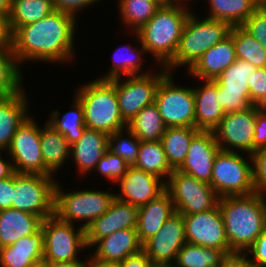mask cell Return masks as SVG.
Instances as JSON below:
<instances>
[{"label":"cell","instance_id":"obj_4","mask_svg":"<svg viewBox=\"0 0 266 267\" xmlns=\"http://www.w3.org/2000/svg\"><path fill=\"white\" fill-rule=\"evenodd\" d=\"M77 90L75 96L82 104L86 128L108 135L127 128L119 111L115 79L91 80Z\"/></svg>","mask_w":266,"mask_h":267},{"label":"cell","instance_id":"obj_12","mask_svg":"<svg viewBox=\"0 0 266 267\" xmlns=\"http://www.w3.org/2000/svg\"><path fill=\"white\" fill-rule=\"evenodd\" d=\"M40 138L41 127L29 116L18 127L7 149L15 172L53 175L44 165Z\"/></svg>","mask_w":266,"mask_h":267},{"label":"cell","instance_id":"obj_9","mask_svg":"<svg viewBox=\"0 0 266 267\" xmlns=\"http://www.w3.org/2000/svg\"><path fill=\"white\" fill-rule=\"evenodd\" d=\"M164 182L165 191L169 194L176 212L199 213L212 210L219 204L220 196L213 187L193 176L174 170Z\"/></svg>","mask_w":266,"mask_h":267},{"label":"cell","instance_id":"obj_15","mask_svg":"<svg viewBox=\"0 0 266 267\" xmlns=\"http://www.w3.org/2000/svg\"><path fill=\"white\" fill-rule=\"evenodd\" d=\"M256 70L249 62L237 59L213 80L218 85L220 106L225 114L252 106L248 81Z\"/></svg>","mask_w":266,"mask_h":267},{"label":"cell","instance_id":"obj_52","mask_svg":"<svg viewBox=\"0 0 266 267\" xmlns=\"http://www.w3.org/2000/svg\"><path fill=\"white\" fill-rule=\"evenodd\" d=\"M11 48V33L6 16L0 14V50Z\"/></svg>","mask_w":266,"mask_h":267},{"label":"cell","instance_id":"obj_13","mask_svg":"<svg viewBox=\"0 0 266 267\" xmlns=\"http://www.w3.org/2000/svg\"><path fill=\"white\" fill-rule=\"evenodd\" d=\"M155 74L128 76L115 79V90L118 98L119 111L126 123L138 114L145 106L154 103L157 87L161 79L169 72L165 67ZM121 80V81H120ZM122 82V83H121Z\"/></svg>","mask_w":266,"mask_h":267},{"label":"cell","instance_id":"obj_7","mask_svg":"<svg viewBox=\"0 0 266 267\" xmlns=\"http://www.w3.org/2000/svg\"><path fill=\"white\" fill-rule=\"evenodd\" d=\"M58 181L55 185L54 215L60 220L84 223V229L95 219L103 215L115 198V194L99 190H81L64 193Z\"/></svg>","mask_w":266,"mask_h":267},{"label":"cell","instance_id":"obj_57","mask_svg":"<svg viewBox=\"0 0 266 267\" xmlns=\"http://www.w3.org/2000/svg\"><path fill=\"white\" fill-rule=\"evenodd\" d=\"M31 267H52V263L42 259L40 261L35 262Z\"/></svg>","mask_w":266,"mask_h":267},{"label":"cell","instance_id":"obj_30","mask_svg":"<svg viewBox=\"0 0 266 267\" xmlns=\"http://www.w3.org/2000/svg\"><path fill=\"white\" fill-rule=\"evenodd\" d=\"M41 153L44 165L52 172H56L70 156L71 145L66 138L56 131L46 121L41 129Z\"/></svg>","mask_w":266,"mask_h":267},{"label":"cell","instance_id":"obj_32","mask_svg":"<svg viewBox=\"0 0 266 267\" xmlns=\"http://www.w3.org/2000/svg\"><path fill=\"white\" fill-rule=\"evenodd\" d=\"M200 130L194 127H168L161 142L168 163L173 170H178L185 161L192 138Z\"/></svg>","mask_w":266,"mask_h":267},{"label":"cell","instance_id":"obj_17","mask_svg":"<svg viewBox=\"0 0 266 267\" xmlns=\"http://www.w3.org/2000/svg\"><path fill=\"white\" fill-rule=\"evenodd\" d=\"M185 243V221L181 213L175 212L160 230L142 245V251L153 264L171 265Z\"/></svg>","mask_w":266,"mask_h":267},{"label":"cell","instance_id":"obj_22","mask_svg":"<svg viewBox=\"0 0 266 267\" xmlns=\"http://www.w3.org/2000/svg\"><path fill=\"white\" fill-rule=\"evenodd\" d=\"M203 86L193 88L195 99V128L213 131L224 117L220 106L218 85L213 80L202 81Z\"/></svg>","mask_w":266,"mask_h":267},{"label":"cell","instance_id":"obj_53","mask_svg":"<svg viewBox=\"0 0 266 267\" xmlns=\"http://www.w3.org/2000/svg\"><path fill=\"white\" fill-rule=\"evenodd\" d=\"M83 267H119V264L99 259L93 255L87 259V262L83 261Z\"/></svg>","mask_w":266,"mask_h":267},{"label":"cell","instance_id":"obj_11","mask_svg":"<svg viewBox=\"0 0 266 267\" xmlns=\"http://www.w3.org/2000/svg\"><path fill=\"white\" fill-rule=\"evenodd\" d=\"M40 229L44 241L43 259L50 263L79 260L78 250L87 248L85 229L82 226L76 229L73 223L62 221L56 215L44 219Z\"/></svg>","mask_w":266,"mask_h":267},{"label":"cell","instance_id":"obj_37","mask_svg":"<svg viewBox=\"0 0 266 267\" xmlns=\"http://www.w3.org/2000/svg\"><path fill=\"white\" fill-rule=\"evenodd\" d=\"M233 38L236 59L249 62L257 68L266 67V50L242 26H232L230 34Z\"/></svg>","mask_w":266,"mask_h":267},{"label":"cell","instance_id":"obj_19","mask_svg":"<svg viewBox=\"0 0 266 267\" xmlns=\"http://www.w3.org/2000/svg\"><path fill=\"white\" fill-rule=\"evenodd\" d=\"M219 150L213 131L200 130L192 138L185 161L178 171L210 184L214 158Z\"/></svg>","mask_w":266,"mask_h":267},{"label":"cell","instance_id":"obj_47","mask_svg":"<svg viewBox=\"0 0 266 267\" xmlns=\"http://www.w3.org/2000/svg\"><path fill=\"white\" fill-rule=\"evenodd\" d=\"M252 255L249 261L256 267H266V229L254 240L253 244L247 249Z\"/></svg>","mask_w":266,"mask_h":267},{"label":"cell","instance_id":"obj_21","mask_svg":"<svg viewBox=\"0 0 266 267\" xmlns=\"http://www.w3.org/2000/svg\"><path fill=\"white\" fill-rule=\"evenodd\" d=\"M236 60L233 38L229 35L210 47L187 71L198 80H214Z\"/></svg>","mask_w":266,"mask_h":267},{"label":"cell","instance_id":"obj_31","mask_svg":"<svg viewBox=\"0 0 266 267\" xmlns=\"http://www.w3.org/2000/svg\"><path fill=\"white\" fill-rule=\"evenodd\" d=\"M54 10L52 0H12L7 17L11 35L19 27L37 22Z\"/></svg>","mask_w":266,"mask_h":267},{"label":"cell","instance_id":"obj_45","mask_svg":"<svg viewBox=\"0 0 266 267\" xmlns=\"http://www.w3.org/2000/svg\"><path fill=\"white\" fill-rule=\"evenodd\" d=\"M253 184L255 191L266 194V148L256 150L252 155Z\"/></svg>","mask_w":266,"mask_h":267},{"label":"cell","instance_id":"obj_20","mask_svg":"<svg viewBox=\"0 0 266 267\" xmlns=\"http://www.w3.org/2000/svg\"><path fill=\"white\" fill-rule=\"evenodd\" d=\"M117 183H120L121 193L115 194V198L138 208L165 191V182L162 179L134 166H130Z\"/></svg>","mask_w":266,"mask_h":267},{"label":"cell","instance_id":"obj_27","mask_svg":"<svg viewBox=\"0 0 266 267\" xmlns=\"http://www.w3.org/2000/svg\"><path fill=\"white\" fill-rule=\"evenodd\" d=\"M44 241L40 229L34 235L19 238L12 245L0 248L1 267H31L43 259Z\"/></svg>","mask_w":266,"mask_h":267},{"label":"cell","instance_id":"obj_8","mask_svg":"<svg viewBox=\"0 0 266 267\" xmlns=\"http://www.w3.org/2000/svg\"><path fill=\"white\" fill-rule=\"evenodd\" d=\"M249 162L239 151L219 150L214 158L210 185L220 197L255 193L252 157Z\"/></svg>","mask_w":266,"mask_h":267},{"label":"cell","instance_id":"obj_34","mask_svg":"<svg viewBox=\"0 0 266 267\" xmlns=\"http://www.w3.org/2000/svg\"><path fill=\"white\" fill-rule=\"evenodd\" d=\"M133 166L162 180L174 171L168 163L161 140L140 141L138 157Z\"/></svg>","mask_w":266,"mask_h":267},{"label":"cell","instance_id":"obj_1","mask_svg":"<svg viewBox=\"0 0 266 267\" xmlns=\"http://www.w3.org/2000/svg\"><path fill=\"white\" fill-rule=\"evenodd\" d=\"M76 18L54 10L37 22L19 27L11 35L18 65L26 60L61 63L73 59Z\"/></svg>","mask_w":266,"mask_h":267},{"label":"cell","instance_id":"obj_3","mask_svg":"<svg viewBox=\"0 0 266 267\" xmlns=\"http://www.w3.org/2000/svg\"><path fill=\"white\" fill-rule=\"evenodd\" d=\"M191 11L183 5L161 6L154 16L134 32L146 53L166 67L175 56L184 24Z\"/></svg>","mask_w":266,"mask_h":267},{"label":"cell","instance_id":"obj_23","mask_svg":"<svg viewBox=\"0 0 266 267\" xmlns=\"http://www.w3.org/2000/svg\"><path fill=\"white\" fill-rule=\"evenodd\" d=\"M94 246L97 258L119 263L126 257L136 255L142 251L136 228L117 230L111 235L99 239Z\"/></svg>","mask_w":266,"mask_h":267},{"label":"cell","instance_id":"obj_16","mask_svg":"<svg viewBox=\"0 0 266 267\" xmlns=\"http://www.w3.org/2000/svg\"><path fill=\"white\" fill-rule=\"evenodd\" d=\"M182 215L185 221L187 243L218 250H229L219 205L212 210Z\"/></svg>","mask_w":266,"mask_h":267},{"label":"cell","instance_id":"obj_18","mask_svg":"<svg viewBox=\"0 0 266 267\" xmlns=\"http://www.w3.org/2000/svg\"><path fill=\"white\" fill-rule=\"evenodd\" d=\"M138 207L114 198L108 210L85 228L87 248L117 230L136 228Z\"/></svg>","mask_w":266,"mask_h":267},{"label":"cell","instance_id":"obj_51","mask_svg":"<svg viewBox=\"0 0 266 267\" xmlns=\"http://www.w3.org/2000/svg\"><path fill=\"white\" fill-rule=\"evenodd\" d=\"M119 267H151L152 261L148 256L141 251L140 253L126 257L123 261H120Z\"/></svg>","mask_w":266,"mask_h":267},{"label":"cell","instance_id":"obj_6","mask_svg":"<svg viewBox=\"0 0 266 267\" xmlns=\"http://www.w3.org/2000/svg\"><path fill=\"white\" fill-rule=\"evenodd\" d=\"M53 175L13 174L12 208L39 216L54 215L55 185Z\"/></svg>","mask_w":266,"mask_h":267},{"label":"cell","instance_id":"obj_14","mask_svg":"<svg viewBox=\"0 0 266 267\" xmlns=\"http://www.w3.org/2000/svg\"><path fill=\"white\" fill-rule=\"evenodd\" d=\"M255 122L256 105L241 111L226 113L213 130L220 150L234 152L235 149H239L243 153L252 155Z\"/></svg>","mask_w":266,"mask_h":267},{"label":"cell","instance_id":"obj_49","mask_svg":"<svg viewBox=\"0 0 266 267\" xmlns=\"http://www.w3.org/2000/svg\"><path fill=\"white\" fill-rule=\"evenodd\" d=\"M13 175L0 180V210L12 208Z\"/></svg>","mask_w":266,"mask_h":267},{"label":"cell","instance_id":"obj_35","mask_svg":"<svg viewBox=\"0 0 266 267\" xmlns=\"http://www.w3.org/2000/svg\"><path fill=\"white\" fill-rule=\"evenodd\" d=\"M229 250H218L191 243L178 252L174 267H219Z\"/></svg>","mask_w":266,"mask_h":267},{"label":"cell","instance_id":"obj_24","mask_svg":"<svg viewBox=\"0 0 266 267\" xmlns=\"http://www.w3.org/2000/svg\"><path fill=\"white\" fill-rule=\"evenodd\" d=\"M175 212L174 204L166 191L139 207L136 230L140 243L143 245L154 236Z\"/></svg>","mask_w":266,"mask_h":267},{"label":"cell","instance_id":"obj_2","mask_svg":"<svg viewBox=\"0 0 266 267\" xmlns=\"http://www.w3.org/2000/svg\"><path fill=\"white\" fill-rule=\"evenodd\" d=\"M219 208L224 220L229 252L244 253L266 229V195L220 197Z\"/></svg>","mask_w":266,"mask_h":267},{"label":"cell","instance_id":"obj_56","mask_svg":"<svg viewBox=\"0 0 266 267\" xmlns=\"http://www.w3.org/2000/svg\"><path fill=\"white\" fill-rule=\"evenodd\" d=\"M12 0H0V14L6 17L9 16L11 11Z\"/></svg>","mask_w":266,"mask_h":267},{"label":"cell","instance_id":"obj_29","mask_svg":"<svg viewBox=\"0 0 266 267\" xmlns=\"http://www.w3.org/2000/svg\"><path fill=\"white\" fill-rule=\"evenodd\" d=\"M210 14L207 18L224 21L231 26H241L264 0H208Z\"/></svg>","mask_w":266,"mask_h":267},{"label":"cell","instance_id":"obj_60","mask_svg":"<svg viewBox=\"0 0 266 267\" xmlns=\"http://www.w3.org/2000/svg\"><path fill=\"white\" fill-rule=\"evenodd\" d=\"M174 5H184L185 0H170ZM183 1V2H182ZM180 2V3H179ZM183 3V4H182Z\"/></svg>","mask_w":266,"mask_h":267},{"label":"cell","instance_id":"obj_42","mask_svg":"<svg viewBox=\"0 0 266 267\" xmlns=\"http://www.w3.org/2000/svg\"><path fill=\"white\" fill-rule=\"evenodd\" d=\"M130 168V165L120 156L113 154L110 150H107L101 159L96 164L95 169L111 180L113 183H117Z\"/></svg>","mask_w":266,"mask_h":267},{"label":"cell","instance_id":"obj_40","mask_svg":"<svg viewBox=\"0 0 266 267\" xmlns=\"http://www.w3.org/2000/svg\"><path fill=\"white\" fill-rule=\"evenodd\" d=\"M12 48L0 50V97H7L22 90L23 77Z\"/></svg>","mask_w":266,"mask_h":267},{"label":"cell","instance_id":"obj_38","mask_svg":"<svg viewBox=\"0 0 266 267\" xmlns=\"http://www.w3.org/2000/svg\"><path fill=\"white\" fill-rule=\"evenodd\" d=\"M141 46V49L137 47H134L133 49V47L130 46H123L122 48L119 47L118 49H116L113 56V64L109 68L110 70H108V73L106 75L98 79L112 80L116 78H121L122 73L124 76L126 75L127 77L132 75H139V71H141V75H144V72L142 73L141 69V64L143 63V61H141V54L142 52L146 53V50L143 45ZM124 52L127 53V55ZM139 60L141 63L139 62Z\"/></svg>","mask_w":266,"mask_h":267},{"label":"cell","instance_id":"obj_26","mask_svg":"<svg viewBox=\"0 0 266 267\" xmlns=\"http://www.w3.org/2000/svg\"><path fill=\"white\" fill-rule=\"evenodd\" d=\"M25 89L0 97V150H7L18 127L29 117Z\"/></svg>","mask_w":266,"mask_h":267},{"label":"cell","instance_id":"obj_36","mask_svg":"<svg viewBox=\"0 0 266 267\" xmlns=\"http://www.w3.org/2000/svg\"><path fill=\"white\" fill-rule=\"evenodd\" d=\"M72 107L74 110L66 112L62 119H59L60 112L54 110L47 120V123L60 132L70 145L77 142L86 129L83 107L76 96Z\"/></svg>","mask_w":266,"mask_h":267},{"label":"cell","instance_id":"obj_55","mask_svg":"<svg viewBox=\"0 0 266 267\" xmlns=\"http://www.w3.org/2000/svg\"><path fill=\"white\" fill-rule=\"evenodd\" d=\"M52 267H83V261L74 260V261H63L52 263Z\"/></svg>","mask_w":266,"mask_h":267},{"label":"cell","instance_id":"obj_54","mask_svg":"<svg viewBox=\"0 0 266 267\" xmlns=\"http://www.w3.org/2000/svg\"><path fill=\"white\" fill-rule=\"evenodd\" d=\"M2 151L4 150H0V180L9 178L15 173L12 162L3 160Z\"/></svg>","mask_w":266,"mask_h":267},{"label":"cell","instance_id":"obj_48","mask_svg":"<svg viewBox=\"0 0 266 267\" xmlns=\"http://www.w3.org/2000/svg\"><path fill=\"white\" fill-rule=\"evenodd\" d=\"M98 1L100 0H52V4L55 10L75 17L78 11Z\"/></svg>","mask_w":266,"mask_h":267},{"label":"cell","instance_id":"obj_44","mask_svg":"<svg viewBox=\"0 0 266 267\" xmlns=\"http://www.w3.org/2000/svg\"><path fill=\"white\" fill-rule=\"evenodd\" d=\"M248 83L252 105L266 107V67L253 71Z\"/></svg>","mask_w":266,"mask_h":267},{"label":"cell","instance_id":"obj_25","mask_svg":"<svg viewBox=\"0 0 266 267\" xmlns=\"http://www.w3.org/2000/svg\"><path fill=\"white\" fill-rule=\"evenodd\" d=\"M108 134L86 128L80 139L71 145L70 158L76 162L79 173L87 174L108 150Z\"/></svg>","mask_w":266,"mask_h":267},{"label":"cell","instance_id":"obj_39","mask_svg":"<svg viewBox=\"0 0 266 267\" xmlns=\"http://www.w3.org/2000/svg\"><path fill=\"white\" fill-rule=\"evenodd\" d=\"M160 7L153 0H119L118 9L124 24L137 32Z\"/></svg>","mask_w":266,"mask_h":267},{"label":"cell","instance_id":"obj_5","mask_svg":"<svg viewBox=\"0 0 266 267\" xmlns=\"http://www.w3.org/2000/svg\"><path fill=\"white\" fill-rule=\"evenodd\" d=\"M231 28L227 22L207 17L201 20L191 12L184 24L174 59L165 68L172 72V69L187 65L189 70L210 47L227 38Z\"/></svg>","mask_w":266,"mask_h":267},{"label":"cell","instance_id":"obj_58","mask_svg":"<svg viewBox=\"0 0 266 267\" xmlns=\"http://www.w3.org/2000/svg\"><path fill=\"white\" fill-rule=\"evenodd\" d=\"M160 6H171L174 5L170 0H153Z\"/></svg>","mask_w":266,"mask_h":267},{"label":"cell","instance_id":"obj_43","mask_svg":"<svg viewBox=\"0 0 266 267\" xmlns=\"http://www.w3.org/2000/svg\"><path fill=\"white\" fill-rule=\"evenodd\" d=\"M266 50V3L263 4L241 25Z\"/></svg>","mask_w":266,"mask_h":267},{"label":"cell","instance_id":"obj_33","mask_svg":"<svg viewBox=\"0 0 266 267\" xmlns=\"http://www.w3.org/2000/svg\"><path fill=\"white\" fill-rule=\"evenodd\" d=\"M127 128L139 141H159L167 127L161 118L157 105L152 103L139 111L127 123Z\"/></svg>","mask_w":266,"mask_h":267},{"label":"cell","instance_id":"obj_28","mask_svg":"<svg viewBox=\"0 0 266 267\" xmlns=\"http://www.w3.org/2000/svg\"><path fill=\"white\" fill-rule=\"evenodd\" d=\"M42 221L37 215L14 208L0 210V248L34 235L40 230Z\"/></svg>","mask_w":266,"mask_h":267},{"label":"cell","instance_id":"obj_50","mask_svg":"<svg viewBox=\"0 0 266 267\" xmlns=\"http://www.w3.org/2000/svg\"><path fill=\"white\" fill-rule=\"evenodd\" d=\"M219 267H256L253 265L247 255L239 252L227 254Z\"/></svg>","mask_w":266,"mask_h":267},{"label":"cell","instance_id":"obj_59","mask_svg":"<svg viewBox=\"0 0 266 267\" xmlns=\"http://www.w3.org/2000/svg\"><path fill=\"white\" fill-rule=\"evenodd\" d=\"M151 267H174V264H152Z\"/></svg>","mask_w":266,"mask_h":267},{"label":"cell","instance_id":"obj_10","mask_svg":"<svg viewBox=\"0 0 266 267\" xmlns=\"http://www.w3.org/2000/svg\"><path fill=\"white\" fill-rule=\"evenodd\" d=\"M168 72L160 81L154 103L166 127L195 128V99L193 88L177 86Z\"/></svg>","mask_w":266,"mask_h":267},{"label":"cell","instance_id":"obj_46","mask_svg":"<svg viewBox=\"0 0 266 267\" xmlns=\"http://www.w3.org/2000/svg\"><path fill=\"white\" fill-rule=\"evenodd\" d=\"M262 148H266V107H260L256 105L254 152Z\"/></svg>","mask_w":266,"mask_h":267},{"label":"cell","instance_id":"obj_41","mask_svg":"<svg viewBox=\"0 0 266 267\" xmlns=\"http://www.w3.org/2000/svg\"><path fill=\"white\" fill-rule=\"evenodd\" d=\"M127 131L129 138H123V133ZM140 149V141L127 128L116 131L108 136V150L123 158L130 166H133L137 160Z\"/></svg>","mask_w":266,"mask_h":267}]
</instances>
